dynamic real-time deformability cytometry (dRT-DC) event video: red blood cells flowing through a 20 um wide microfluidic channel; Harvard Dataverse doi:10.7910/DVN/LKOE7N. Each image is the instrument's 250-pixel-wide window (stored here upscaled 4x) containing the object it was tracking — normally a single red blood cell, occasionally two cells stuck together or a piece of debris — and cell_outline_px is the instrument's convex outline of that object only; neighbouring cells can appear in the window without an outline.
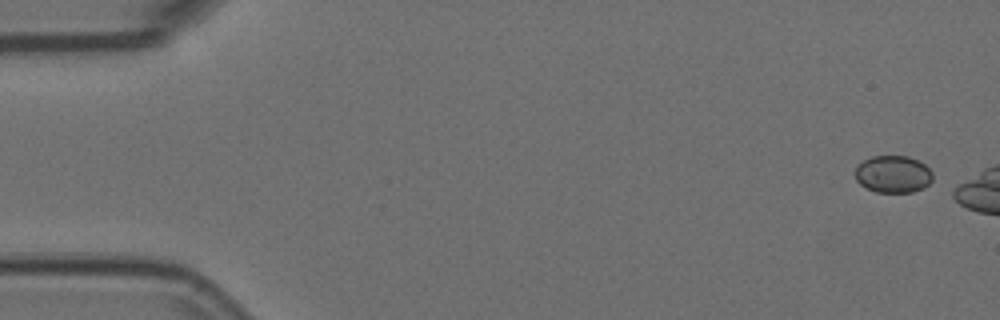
{"species": "Egyptian fruit bat (a non-hibernating species)", "species_latin": "Rousettus aegyptiacus", "temperature_condition": "room temperature", "stored_images_in_passage": 7, "camera_frame_rate_fps": 3000, "um_per_image_px": 0.085, "animal": {"sex": "female"}, "frame": {"image": 1, "passage_image": 1, "time_ms": 0.0, "image_size_px": [1000, 320], "cell_outline_px": [[932, 180], [924, 188], [912, 192], [876, 192], [860, 184], [856, 180], [856, 168], [864, 160], [872, 156], [908, 156], [924, 164], [932, 172]], "centroid_in_image_um": [75.92, 14.81], "position_along_channel_um": 9.1, "area_um2": 16.65}}